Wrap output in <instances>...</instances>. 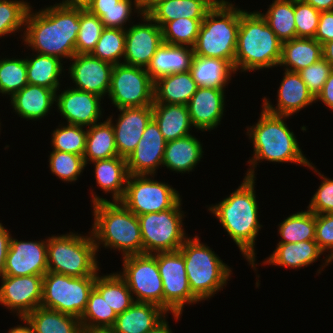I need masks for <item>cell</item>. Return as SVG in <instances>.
Segmentation results:
<instances>
[{
    "instance_id": "cell-1",
    "label": "cell",
    "mask_w": 333,
    "mask_h": 333,
    "mask_svg": "<svg viewBox=\"0 0 333 333\" xmlns=\"http://www.w3.org/2000/svg\"><path fill=\"white\" fill-rule=\"evenodd\" d=\"M25 20V45L37 54L71 59L76 54L75 43L80 30V8L51 5L33 11Z\"/></svg>"
},
{
    "instance_id": "cell-2",
    "label": "cell",
    "mask_w": 333,
    "mask_h": 333,
    "mask_svg": "<svg viewBox=\"0 0 333 333\" xmlns=\"http://www.w3.org/2000/svg\"><path fill=\"white\" fill-rule=\"evenodd\" d=\"M234 192L218 204L209 205L208 210L240 249L244 259L256 270L255 241L263 227L259 222L258 201L256 200L255 180L246 177ZM256 263V264H255Z\"/></svg>"
},
{
    "instance_id": "cell-3",
    "label": "cell",
    "mask_w": 333,
    "mask_h": 333,
    "mask_svg": "<svg viewBox=\"0 0 333 333\" xmlns=\"http://www.w3.org/2000/svg\"><path fill=\"white\" fill-rule=\"evenodd\" d=\"M289 116L276 115L267 112L263 107L258 122L247 127L246 134L253 144V157L247 162L246 177H255V168L265 161L277 163H295L303 167L310 166L312 162L303 154L296 139V135L286 124Z\"/></svg>"
},
{
    "instance_id": "cell-4",
    "label": "cell",
    "mask_w": 333,
    "mask_h": 333,
    "mask_svg": "<svg viewBox=\"0 0 333 333\" xmlns=\"http://www.w3.org/2000/svg\"><path fill=\"white\" fill-rule=\"evenodd\" d=\"M94 222L93 235L97 253L102 244L106 249L118 250L122 256L143 254L138 216L120 201H110L91 192Z\"/></svg>"
},
{
    "instance_id": "cell-5",
    "label": "cell",
    "mask_w": 333,
    "mask_h": 333,
    "mask_svg": "<svg viewBox=\"0 0 333 333\" xmlns=\"http://www.w3.org/2000/svg\"><path fill=\"white\" fill-rule=\"evenodd\" d=\"M282 41L258 11L243 10L240 14L235 72H248L278 66Z\"/></svg>"
},
{
    "instance_id": "cell-6",
    "label": "cell",
    "mask_w": 333,
    "mask_h": 333,
    "mask_svg": "<svg viewBox=\"0 0 333 333\" xmlns=\"http://www.w3.org/2000/svg\"><path fill=\"white\" fill-rule=\"evenodd\" d=\"M227 0H218L201 23L193 52L195 56L227 60L234 67L240 14Z\"/></svg>"
},
{
    "instance_id": "cell-7",
    "label": "cell",
    "mask_w": 333,
    "mask_h": 333,
    "mask_svg": "<svg viewBox=\"0 0 333 333\" xmlns=\"http://www.w3.org/2000/svg\"><path fill=\"white\" fill-rule=\"evenodd\" d=\"M200 241L198 235L188 237L179 251L184 258L191 292L201 302L223 290L233 273L212 248Z\"/></svg>"
},
{
    "instance_id": "cell-8",
    "label": "cell",
    "mask_w": 333,
    "mask_h": 333,
    "mask_svg": "<svg viewBox=\"0 0 333 333\" xmlns=\"http://www.w3.org/2000/svg\"><path fill=\"white\" fill-rule=\"evenodd\" d=\"M88 236L70 232L47 238L48 271L71 277L97 276L100 269L91 231Z\"/></svg>"
},
{
    "instance_id": "cell-9",
    "label": "cell",
    "mask_w": 333,
    "mask_h": 333,
    "mask_svg": "<svg viewBox=\"0 0 333 333\" xmlns=\"http://www.w3.org/2000/svg\"><path fill=\"white\" fill-rule=\"evenodd\" d=\"M181 205L182 199L167 210L138 216L144 254L178 251L183 245L188 234L183 228Z\"/></svg>"
},
{
    "instance_id": "cell-10",
    "label": "cell",
    "mask_w": 333,
    "mask_h": 333,
    "mask_svg": "<svg viewBox=\"0 0 333 333\" xmlns=\"http://www.w3.org/2000/svg\"><path fill=\"white\" fill-rule=\"evenodd\" d=\"M96 276L71 277L48 271L43 275L42 307L76 316L84 313Z\"/></svg>"
},
{
    "instance_id": "cell-11",
    "label": "cell",
    "mask_w": 333,
    "mask_h": 333,
    "mask_svg": "<svg viewBox=\"0 0 333 333\" xmlns=\"http://www.w3.org/2000/svg\"><path fill=\"white\" fill-rule=\"evenodd\" d=\"M107 95L117 109L152 106L154 81L146 68L124 63L116 64L111 72Z\"/></svg>"
},
{
    "instance_id": "cell-12",
    "label": "cell",
    "mask_w": 333,
    "mask_h": 333,
    "mask_svg": "<svg viewBox=\"0 0 333 333\" xmlns=\"http://www.w3.org/2000/svg\"><path fill=\"white\" fill-rule=\"evenodd\" d=\"M180 199L172 185L154 180L153 175H129L120 202L139 216L172 208Z\"/></svg>"
},
{
    "instance_id": "cell-13",
    "label": "cell",
    "mask_w": 333,
    "mask_h": 333,
    "mask_svg": "<svg viewBox=\"0 0 333 333\" xmlns=\"http://www.w3.org/2000/svg\"><path fill=\"white\" fill-rule=\"evenodd\" d=\"M153 255L163 283V309L178 321L185 304L200 302L191 292L183 255L179 250Z\"/></svg>"
},
{
    "instance_id": "cell-14",
    "label": "cell",
    "mask_w": 333,
    "mask_h": 333,
    "mask_svg": "<svg viewBox=\"0 0 333 333\" xmlns=\"http://www.w3.org/2000/svg\"><path fill=\"white\" fill-rule=\"evenodd\" d=\"M123 259V271L135 302L152 303L163 308V283L153 254L129 255ZM135 296V297H134Z\"/></svg>"
},
{
    "instance_id": "cell-15",
    "label": "cell",
    "mask_w": 333,
    "mask_h": 333,
    "mask_svg": "<svg viewBox=\"0 0 333 333\" xmlns=\"http://www.w3.org/2000/svg\"><path fill=\"white\" fill-rule=\"evenodd\" d=\"M140 17L144 23L128 24L130 27L125 30V54L122 63L147 69L152 57L164 42L162 28L146 12Z\"/></svg>"
},
{
    "instance_id": "cell-16",
    "label": "cell",
    "mask_w": 333,
    "mask_h": 333,
    "mask_svg": "<svg viewBox=\"0 0 333 333\" xmlns=\"http://www.w3.org/2000/svg\"><path fill=\"white\" fill-rule=\"evenodd\" d=\"M43 276H2L0 286V304L25 317L41 305Z\"/></svg>"
},
{
    "instance_id": "cell-17",
    "label": "cell",
    "mask_w": 333,
    "mask_h": 333,
    "mask_svg": "<svg viewBox=\"0 0 333 333\" xmlns=\"http://www.w3.org/2000/svg\"><path fill=\"white\" fill-rule=\"evenodd\" d=\"M48 272L47 239L20 241L11 236L4 276L41 275Z\"/></svg>"
},
{
    "instance_id": "cell-18",
    "label": "cell",
    "mask_w": 333,
    "mask_h": 333,
    "mask_svg": "<svg viewBox=\"0 0 333 333\" xmlns=\"http://www.w3.org/2000/svg\"><path fill=\"white\" fill-rule=\"evenodd\" d=\"M68 74L75 84L72 88L90 92L100 97L110 89L112 64L93 57L91 54H75L70 59ZM72 63V64H71Z\"/></svg>"
},
{
    "instance_id": "cell-19",
    "label": "cell",
    "mask_w": 333,
    "mask_h": 333,
    "mask_svg": "<svg viewBox=\"0 0 333 333\" xmlns=\"http://www.w3.org/2000/svg\"><path fill=\"white\" fill-rule=\"evenodd\" d=\"M101 99L96 94L68 88L58 94L56 92L57 111L66 120L65 124H75L82 127H90L99 123L102 118Z\"/></svg>"
},
{
    "instance_id": "cell-20",
    "label": "cell",
    "mask_w": 333,
    "mask_h": 333,
    "mask_svg": "<svg viewBox=\"0 0 333 333\" xmlns=\"http://www.w3.org/2000/svg\"><path fill=\"white\" fill-rule=\"evenodd\" d=\"M166 143L158 124L152 118L135 150L126 159L129 175L155 176L160 165L162 167Z\"/></svg>"
},
{
    "instance_id": "cell-21",
    "label": "cell",
    "mask_w": 333,
    "mask_h": 333,
    "mask_svg": "<svg viewBox=\"0 0 333 333\" xmlns=\"http://www.w3.org/2000/svg\"><path fill=\"white\" fill-rule=\"evenodd\" d=\"M118 119L112 120L109 116L107 120L112 124L117 152L125 159L135 150L136 145L142 138V134L153 118L152 106L119 108Z\"/></svg>"
},
{
    "instance_id": "cell-22",
    "label": "cell",
    "mask_w": 333,
    "mask_h": 333,
    "mask_svg": "<svg viewBox=\"0 0 333 333\" xmlns=\"http://www.w3.org/2000/svg\"><path fill=\"white\" fill-rule=\"evenodd\" d=\"M277 91V104L272 105L264 96L262 107L269 113L292 116L294 113L316 103L315 97L308 90L298 72L285 70ZM275 106V107H274Z\"/></svg>"
},
{
    "instance_id": "cell-23",
    "label": "cell",
    "mask_w": 333,
    "mask_h": 333,
    "mask_svg": "<svg viewBox=\"0 0 333 333\" xmlns=\"http://www.w3.org/2000/svg\"><path fill=\"white\" fill-rule=\"evenodd\" d=\"M225 89L198 87L187 107L195 129L211 131L221 124L225 110Z\"/></svg>"
},
{
    "instance_id": "cell-24",
    "label": "cell",
    "mask_w": 333,
    "mask_h": 333,
    "mask_svg": "<svg viewBox=\"0 0 333 333\" xmlns=\"http://www.w3.org/2000/svg\"><path fill=\"white\" fill-rule=\"evenodd\" d=\"M56 92L43 86L27 84L10 98V104L19 117L38 121L45 118L56 103Z\"/></svg>"
},
{
    "instance_id": "cell-25",
    "label": "cell",
    "mask_w": 333,
    "mask_h": 333,
    "mask_svg": "<svg viewBox=\"0 0 333 333\" xmlns=\"http://www.w3.org/2000/svg\"><path fill=\"white\" fill-rule=\"evenodd\" d=\"M218 0H158L146 13L162 28L178 18L204 19Z\"/></svg>"
},
{
    "instance_id": "cell-26",
    "label": "cell",
    "mask_w": 333,
    "mask_h": 333,
    "mask_svg": "<svg viewBox=\"0 0 333 333\" xmlns=\"http://www.w3.org/2000/svg\"><path fill=\"white\" fill-rule=\"evenodd\" d=\"M167 312L152 303L134 302L123 313L118 314L112 329L115 333H147L160 323Z\"/></svg>"
},
{
    "instance_id": "cell-27",
    "label": "cell",
    "mask_w": 333,
    "mask_h": 333,
    "mask_svg": "<svg viewBox=\"0 0 333 333\" xmlns=\"http://www.w3.org/2000/svg\"><path fill=\"white\" fill-rule=\"evenodd\" d=\"M203 147L192 134L166 143L162 166L175 173H189L203 157Z\"/></svg>"
},
{
    "instance_id": "cell-28",
    "label": "cell",
    "mask_w": 333,
    "mask_h": 333,
    "mask_svg": "<svg viewBox=\"0 0 333 333\" xmlns=\"http://www.w3.org/2000/svg\"><path fill=\"white\" fill-rule=\"evenodd\" d=\"M194 58L193 47L162 44L152 57L147 72L153 81L173 73L190 70Z\"/></svg>"
},
{
    "instance_id": "cell-29",
    "label": "cell",
    "mask_w": 333,
    "mask_h": 333,
    "mask_svg": "<svg viewBox=\"0 0 333 333\" xmlns=\"http://www.w3.org/2000/svg\"><path fill=\"white\" fill-rule=\"evenodd\" d=\"M324 252L315 240L298 243H277L276 249L263 264L299 269L316 262Z\"/></svg>"
},
{
    "instance_id": "cell-30",
    "label": "cell",
    "mask_w": 333,
    "mask_h": 333,
    "mask_svg": "<svg viewBox=\"0 0 333 333\" xmlns=\"http://www.w3.org/2000/svg\"><path fill=\"white\" fill-rule=\"evenodd\" d=\"M197 89L190 71L166 75L154 81V103L187 105Z\"/></svg>"
},
{
    "instance_id": "cell-31",
    "label": "cell",
    "mask_w": 333,
    "mask_h": 333,
    "mask_svg": "<svg viewBox=\"0 0 333 333\" xmlns=\"http://www.w3.org/2000/svg\"><path fill=\"white\" fill-rule=\"evenodd\" d=\"M153 119L168 141L191 135L192 123L187 105L153 103Z\"/></svg>"
},
{
    "instance_id": "cell-32",
    "label": "cell",
    "mask_w": 333,
    "mask_h": 333,
    "mask_svg": "<svg viewBox=\"0 0 333 333\" xmlns=\"http://www.w3.org/2000/svg\"><path fill=\"white\" fill-rule=\"evenodd\" d=\"M94 163L95 180L104 193L112 194V201H120L125 193L129 177L126 159L115 156L109 159L96 160Z\"/></svg>"
},
{
    "instance_id": "cell-33",
    "label": "cell",
    "mask_w": 333,
    "mask_h": 333,
    "mask_svg": "<svg viewBox=\"0 0 333 333\" xmlns=\"http://www.w3.org/2000/svg\"><path fill=\"white\" fill-rule=\"evenodd\" d=\"M321 58H323L322 45L317 40L296 37L282 42L278 66H283L284 70L299 72Z\"/></svg>"
},
{
    "instance_id": "cell-34",
    "label": "cell",
    "mask_w": 333,
    "mask_h": 333,
    "mask_svg": "<svg viewBox=\"0 0 333 333\" xmlns=\"http://www.w3.org/2000/svg\"><path fill=\"white\" fill-rule=\"evenodd\" d=\"M198 87L225 89L231 80L234 67L224 59L195 56L190 67Z\"/></svg>"
},
{
    "instance_id": "cell-35",
    "label": "cell",
    "mask_w": 333,
    "mask_h": 333,
    "mask_svg": "<svg viewBox=\"0 0 333 333\" xmlns=\"http://www.w3.org/2000/svg\"><path fill=\"white\" fill-rule=\"evenodd\" d=\"M24 318L34 333H83L80 319L42 306L37 307Z\"/></svg>"
},
{
    "instance_id": "cell-36",
    "label": "cell",
    "mask_w": 333,
    "mask_h": 333,
    "mask_svg": "<svg viewBox=\"0 0 333 333\" xmlns=\"http://www.w3.org/2000/svg\"><path fill=\"white\" fill-rule=\"evenodd\" d=\"M119 156L112 124L106 119L87 128L84 162L87 164ZM89 161V162H88Z\"/></svg>"
},
{
    "instance_id": "cell-37",
    "label": "cell",
    "mask_w": 333,
    "mask_h": 333,
    "mask_svg": "<svg viewBox=\"0 0 333 333\" xmlns=\"http://www.w3.org/2000/svg\"><path fill=\"white\" fill-rule=\"evenodd\" d=\"M31 58L26 57L28 84L43 86L58 91L60 76L65 69L63 60L48 55L32 53Z\"/></svg>"
},
{
    "instance_id": "cell-38",
    "label": "cell",
    "mask_w": 333,
    "mask_h": 333,
    "mask_svg": "<svg viewBox=\"0 0 333 333\" xmlns=\"http://www.w3.org/2000/svg\"><path fill=\"white\" fill-rule=\"evenodd\" d=\"M94 288L117 315L123 313L135 302L126 281L118 272L102 276L98 273Z\"/></svg>"
},
{
    "instance_id": "cell-39",
    "label": "cell",
    "mask_w": 333,
    "mask_h": 333,
    "mask_svg": "<svg viewBox=\"0 0 333 333\" xmlns=\"http://www.w3.org/2000/svg\"><path fill=\"white\" fill-rule=\"evenodd\" d=\"M258 12L282 42L296 38L294 0H273L266 13Z\"/></svg>"
},
{
    "instance_id": "cell-40",
    "label": "cell",
    "mask_w": 333,
    "mask_h": 333,
    "mask_svg": "<svg viewBox=\"0 0 333 333\" xmlns=\"http://www.w3.org/2000/svg\"><path fill=\"white\" fill-rule=\"evenodd\" d=\"M278 227V234L281 237V241L278 243L315 240L316 214L309 209L293 213L286 217Z\"/></svg>"
},
{
    "instance_id": "cell-41",
    "label": "cell",
    "mask_w": 333,
    "mask_h": 333,
    "mask_svg": "<svg viewBox=\"0 0 333 333\" xmlns=\"http://www.w3.org/2000/svg\"><path fill=\"white\" fill-rule=\"evenodd\" d=\"M117 314L107 304L102 295L95 289L90 292L87 306L80 317L83 330L94 328H112Z\"/></svg>"
},
{
    "instance_id": "cell-42",
    "label": "cell",
    "mask_w": 333,
    "mask_h": 333,
    "mask_svg": "<svg viewBox=\"0 0 333 333\" xmlns=\"http://www.w3.org/2000/svg\"><path fill=\"white\" fill-rule=\"evenodd\" d=\"M28 84L27 65L24 58L0 59V93L11 98Z\"/></svg>"
},
{
    "instance_id": "cell-43",
    "label": "cell",
    "mask_w": 333,
    "mask_h": 333,
    "mask_svg": "<svg viewBox=\"0 0 333 333\" xmlns=\"http://www.w3.org/2000/svg\"><path fill=\"white\" fill-rule=\"evenodd\" d=\"M125 54V30L104 28L91 55L112 65L122 63Z\"/></svg>"
},
{
    "instance_id": "cell-44",
    "label": "cell",
    "mask_w": 333,
    "mask_h": 333,
    "mask_svg": "<svg viewBox=\"0 0 333 333\" xmlns=\"http://www.w3.org/2000/svg\"><path fill=\"white\" fill-rule=\"evenodd\" d=\"M84 128L75 124H59L51 134L52 150L83 156L87 136V129Z\"/></svg>"
},
{
    "instance_id": "cell-45",
    "label": "cell",
    "mask_w": 333,
    "mask_h": 333,
    "mask_svg": "<svg viewBox=\"0 0 333 333\" xmlns=\"http://www.w3.org/2000/svg\"><path fill=\"white\" fill-rule=\"evenodd\" d=\"M204 19L178 18L162 27L164 44L193 47Z\"/></svg>"
},
{
    "instance_id": "cell-46",
    "label": "cell",
    "mask_w": 333,
    "mask_h": 333,
    "mask_svg": "<svg viewBox=\"0 0 333 333\" xmlns=\"http://www.w3.org/2000/svg\"><path fill=\"white\" fill-rule=\"evenodd\" d=\"M30 7L31 4L24 0H0V38L25 30V20Z\"/></svg>"
},
{
    "instance_id": "cell-47",
    "label": "cell",
    "mask_w": 333,
    "mask_h": 333,
    "mask_svg": "<svg viewBox=\"0 0 333 333\" xmlns=\"http://www.w3.org/2000/svg\"><path fill=\"white\" fill-rule=\"evenodd\" d=\"M49 157L51 173L63 182L74 183L86 167L84 157L80 155L52 150Z\"/></svg>"
},
{
    "instance_id": "cell-48",
    "label": "cell",
    "mask_w": 333,
    "mask_h": 333,
    "mask_svg": "<svg viewBox=\"0 0 333 333\" xmlns=\"http://www.w3.org/2000/svg\"><path fill=\"white\" fill-rule=\"evenodd\" d=\"M104 28L98 16L87 9L80 8V30L75 43L76 54H91Z\"/></svg>"
},
{
    "instance_id": "cell-49",
    "label": "cell",
    "mask_w": 333,
    "mask_h": 333,
    "mask_svg": "<svg viewBox=\"0 0 333 333\" xmlns=\"http://www.w3.org/2000/svg\"><path fill=\"white\" fill-rule=\"evenodd\" d=\"M87 10L98 16L105 28H118L123 30L127 29V23H132L130 20L132 19L131 16H133L134 13L137 12V17L139 14L141 16L144 13L134 0H120L117 2V6L111 9Z\"/></svg>"
},
{
    "instance_id": "cell-50",
    "label": "cell",
    "mask_w": 333,
    "mask_h": 333,
    "mask_svg": "<svg viewBox=\"0 0 333 333\" xmlns=\"http://www.w3.org/2000/svg\"><path fill=\"white\" fill-rule=\"evenodd\" d=\"M321 11L307 4L304 0H294L296 37L314 38Z\"/></svg>"
},
{
    "instance_id": "cell-51",
    "label": "cell",
    "mask_w": 333,
    "mask_h": 333,
    "mask_svg": "<svg viewBox=\"0 0 333 333\" xmlns=\"http://www.w3.org/2000/svg\"><path fill=\"white\" fill-rule=\"evenodd\" d=\"M316 175H319L323 181L317 191L312 196L307 208L315 214H331L333 213V179L324 177L314 164L308 166Z\"/></svg>"
},
{
    "instance_id": "cell-52",
    "label": "cell",
    "mask_w": 333,
    "mask_h": 333,
    "mask_svg": "<svg viewBox=\"0 0 333 333\" xmlns=\"http://www.w3.org/2000/svg\"><path fill=\"white\" fill-rule=\"evenodd\" d=\"M315 241L323 252H328L324 264L319 268L320 273L333 261V213L316 214ZM330 253V254H329ZM324 266V267H323ZM321 270V271H320Z\"/></svg>"
},
{
    "instance_id": "cell-53",
    "label": "cell",
    "mask_w": 333,
    "mask_h": 333,
    "mask_svg": "<svg viewBox=\"0 0 333 333\" xmlns=\"http://www.w3.org/2000/svg\"><path fill=\"white\" fill-rule=\"evenodd\" d=\"M331 70V65L324 58H321L316 63L300 70L298 73L308 87V90L316 98L322 91Z\"/></svg>"
},
{
    "instance_id": "cell-54",
    "label": "cell",
    "mask_w": 333,
    "mask_h": 333,
    "mask_svg": "<svg viewBox=\"0 0 333 333\" xmlns=\"http://www.w3.org/2000/svg\"><path fill=\"white\" fill-rule=\"evenodd\" d=\"M314 39L321 45L333 40V11H321Z\"/></svg>"
},
{
    "instance_id": "cell-55",
    "label": "cell",
    "mask_w": 333,
    "mask_h": 333,
    "mask_svg": "<svg viewBox=\"0 0 333 333\" xmlns=\"http://www.w3.org/2000/svg\"><path fill=\"white\" fill-rule=\"evenodd\" d=\"M11 234L7 228L0 223V278L3 276L7 252L10 244Z\"/></svg>"
},
{
    "instance_id": "cell-56",
    "label": "cell",
    "mask_w": 333,
    "mask_h": 333,
    "mask_svg": "<svg viewBox=\"0 0 333 333\" xmlns=\"http://www.w3.org/2000/svg\"><path fill=\"white\" fill-rule=\"evenodd\" d=\"M315 101H322L330 111H333V69L330 71L322 91L317 95Z\"/></svg>"
},
{
    "instance_id": "cell-57",
    "label": "cell",
    "mask_w": 333,
    "mask_h": 333,
    "mask_svg": "<svg viewBox=\"0 0 333 333\" xmlns=\"http://www.w3.org/2000/svg\"><path fill=\"white\" fill-rule=\"evenodd\" d=\"M120 0H92L86 9H111L117 6Z\"/></svg>"
},
{
    "instance_id": "cell-58",
    "label": "cell",
    "mask_w": 333,
    "mask_h": 333,
    "mask_svg": "<svg viewBox=\"0 0 333 333\" xmlns=\"http://www.w3.org/2000/svg\"><path fill=\"white\" fill-rule=\"evenodd\" d=\"M319 11H333V0H304Z\"/></svg>"
},
{
    "instance_id": "cell-59",
    "label": "cell",
    "mask_w": 333,
    "mask_h": 333,
    "mask_svg": "<svg viewBox=\"0 0 333 333\" xmlns=\"http://www.w3.org/2000/svg\"><path fill=\"white\" fill-rule=\"evenodd\" d=\"M92 0H62L60 3L56 2V5L63 6V7H74V8H83L86 7L91 3Z\"/></svg>"
},
{
    "instance_id": "cell-60",
    "label": "cell",
    "mask_w": 333,
    "mask_h": 333,
    "mask_svg": "<svg viewBox=\"0 0 333 333\" xmlns=\"http://www.w3.org/2000/svg\"><path fill=\"white\" fill-rule=\"evenodd\" d=\"M323 58L331 65L333 69V40L322 45Z\"/></svg>"
},
{
    "instance_id": "cell-61",
    "label": "cell",
    "mask_w": 333,
    "mask_h": 333,
    "mask_svg": "<svg viewBox=\"0 0 333 333\" xmlns=\"http://www.w3.org/2000/svg\"><path fill=\"white\" fill-rule=\"evenodd\" d=\"M19 320L23 321L25 323L24 326L17 325L14 327H11L7 333H34L31 325L24 317H19Z\"/></svg>"
},
{
    "instance_id": "cell-62",
    "label": "cell",
    "mask_w": 333,
    "mask_h": 333,
    "mask_svg": "<svg viewBox=\"0 0 333 333\" xmlns=\"http://www.w3.org/2000/svg\"><path fill=\"white\" fill-rule=\"evenodd\" d=\"M147 333H172L166 317Z\"/></svg>"
},
{
    "instance_id": "cell-63",
    "label": "cell",
    "mask_w": 333,
    "mask_h": 333,
    "mask_svg": "<svg viewBox=\"0 0 333 333\" xmlns=\"http://www.w3.org/2000/svg\"><path fill=\"white\" fill-rule=\"evenodd\" d=\"M134 1L142 9L143 12H146L158 0H134Z\"/></svg>"
},
{
    "instance_id": "cell-64",
    "label": "cell",
    "mask_w": 333,
    "mask_h": 333,
    "mask_svg": "<svg viewBox=\"0 0 333 333\" xmlns=\"http://www.w3.org/2000/svg\"><path fill=\"white\" fill-rule=\"evenodd\" d=\"M83 333H115L112 328H94L83 330Z\"/></svg>"
}]
</instances>
